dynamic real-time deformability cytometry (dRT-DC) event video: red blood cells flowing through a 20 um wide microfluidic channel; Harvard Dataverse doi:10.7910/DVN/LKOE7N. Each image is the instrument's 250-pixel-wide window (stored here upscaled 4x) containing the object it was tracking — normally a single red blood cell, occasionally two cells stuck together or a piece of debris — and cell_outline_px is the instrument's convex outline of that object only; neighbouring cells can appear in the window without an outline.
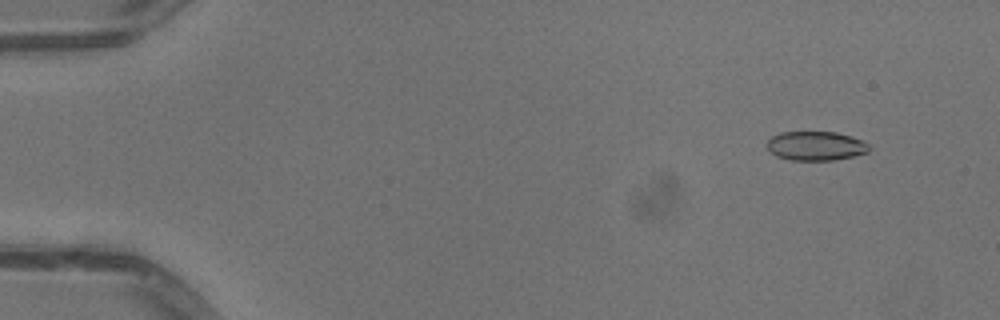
{"species": "common noctule bat (a hibernating species)", "species_latin": "Nyctalus noctula", "temperature_condition": "warm", "stored_images_in_passage": 52, "camera_frame_rate_fps": 3000, "um_per_image_px": 0.085, "animal": {"sex": "male", "body_mass_g": 13.3}, "frame": {"image": 1, "passage_image": 5, "time_ms": 1.333, "image_size_px": [1000, 320], "cell_outline_px": [[868, 152], [852, 156], [832, 160], [792, 160], [776, 156], [768, 148], [768, 140], [772, 136], [780, 132], [836, 132], [852, 136], [868, 144]], "centroid_in_image_um": [69.33, 12.39], "position_along_channel_um": 15.7, "area_um2": 17.11}}
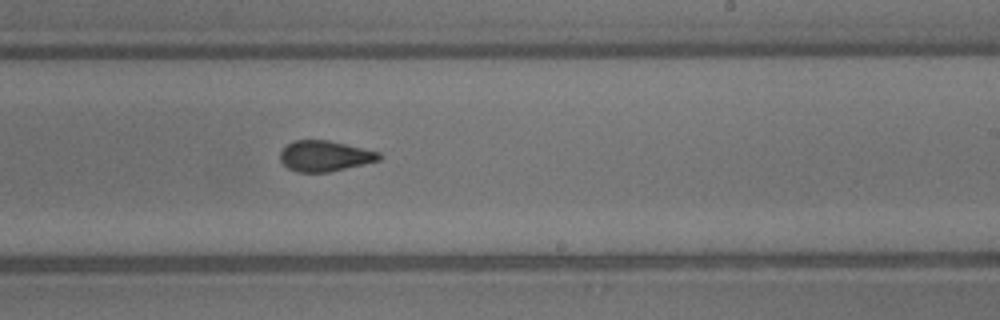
{"frame": {"image": 2, "passage_image": 32, "time_ms": 10.333, "image_size_px": [1000, 320], "cell_outline_px": [[380, 160], [364, 164], [328, 172], [296, 172], [288, 168], [280, 160], [280, 152], [288, 144], [296, 140], [328, 140], [380, 152]], "centroid_in_image_um": [27.6, 13.26], "position_along_channel_um": 261.4, "area_um2": 17.51}}
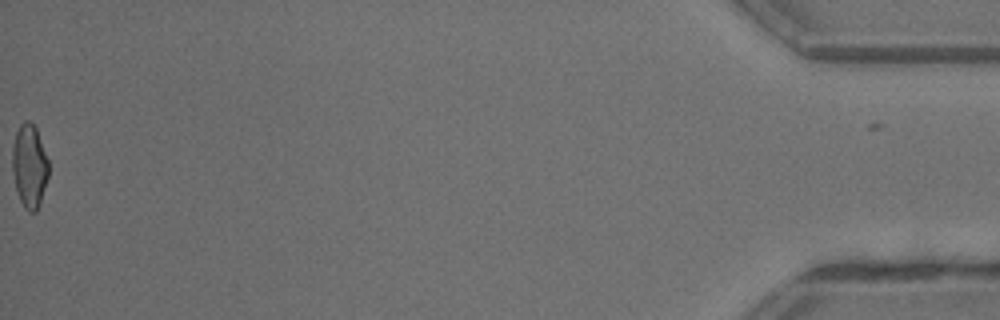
{"frame": {"image": 3, "passage_image": 52, "time_ms": 17.0, "image_size_px": [1000, 320], "cell_outline_px": [[48, 176], [40, 204], [36, 212], [28, 212], [24, 208], [20, 200], [16, 188], [12, 172], [12, 148], [16, 132], [20, 124], [24, 120], [28, 120], [36, 128], [48, 160]], "centroid_in_image_um": [2.49, 14.13], "position_along_channel_um": 432.7, "area_um2": 17.63}, "authors_computed_cell_mechanics": {"area_um2": 18.1203, "velocity_mm_per_s": 4.0974, "shape_relaxation_time_tau1_ms": null, "shape_relaxation_time_tau2_ms": 1.4239, "deformation_change_tau1": null, "deformation_change_tau2": 0.0676}}